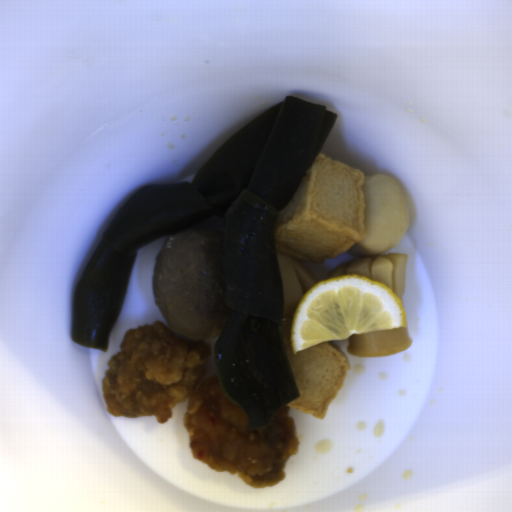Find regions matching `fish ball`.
<instances>
[{"mask_svg":"<svg viewBox=\"0 0 512 512\" xmlns=\"http://www.w3.org/2000/svg\"><path fill=\"white\" fill-rule=\"evenodd\" d=\"M410 214L392 177L318 153L291 199L274 217L276 251L299 262L324 263L348 252L381 255L406 234Z\"/></svg>","mask_w":512,"mask_h":512,"instance_id":"1","label":"fish ball"},{"mask_svg":"<svg viewBox=\"0 0 512 512\" xmlns=\"http://www.w3.org/2000/svg\"><path fill=\"white\" fill-rule=\"evenodd\" d=\"M279 333L299 397L287 405L308 415L326 417L328 407L341 390L352 364L333 342L292 349L290 325L279 322Z\"/></svg>","mask_w":512,"mask_h":512,"instance_id":"2","label":"fish ball"}]
</instances>
